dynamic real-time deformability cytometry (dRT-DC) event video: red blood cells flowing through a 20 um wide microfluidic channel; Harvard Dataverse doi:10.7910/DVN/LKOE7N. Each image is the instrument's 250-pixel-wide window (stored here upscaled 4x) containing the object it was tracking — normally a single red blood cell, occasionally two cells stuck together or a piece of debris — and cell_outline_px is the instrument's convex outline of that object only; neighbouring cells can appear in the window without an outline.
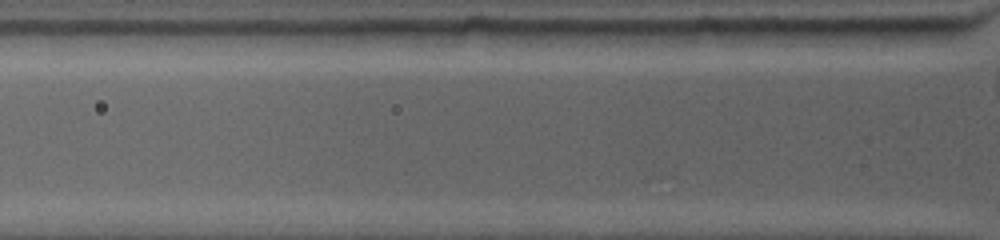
{"species": "common noctule bat (a hibernating species)", "species_latin": "Nyctalus noctula", "temperature_condition": "warm", "stored_images_in_passage": 2, "camera_frame_rate_fps": 4500, "um_per_image_px": 0.085, "animal": {"sex": "female", "body_mass_g": 19.0, "forearm_length_mm": 53.3}, "frame": {"image": 1, "passage_image": 2, "time_ms": 0.222, "image_size_px": [1000, 240], "cell_outline_px": [[952, 28], [944, 44], [908, 48], [868, 48], [804, 44], [796, 28]], "centroid_in_image_um": [74.35, 3.16], "position_along_channel_um": 51.4, "area_um2": 19.71}}